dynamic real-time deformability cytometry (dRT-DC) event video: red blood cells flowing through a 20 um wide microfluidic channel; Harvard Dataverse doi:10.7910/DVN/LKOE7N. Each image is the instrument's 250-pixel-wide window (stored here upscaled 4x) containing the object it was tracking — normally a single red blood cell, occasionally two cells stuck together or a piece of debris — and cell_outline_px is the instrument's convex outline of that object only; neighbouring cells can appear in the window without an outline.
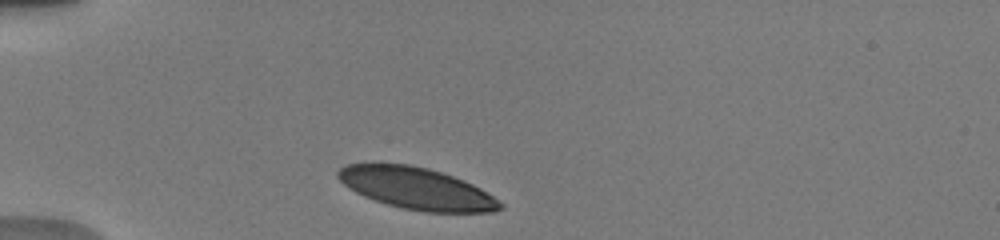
{"species": "human", "species_latin": "Homo sapiens", "temperature_condition": "warm", "stored_images_in_passage": 4, "camera_frame_rate_fps": 3000, "um_per_image_px": 0.085, "donor": {"sex": "male"}, "frame": {"image": 1, "passage_image": 1, "time_ms": 0.0, "image_size_px": [1000, 240], "cell_outline_px": [[504, 208], [492, 212], [424, 212], [404, 208], [388, 204], [364, 196], [348, 188], [336, 176], [336, 172], [344, 164], [408, 164], [428, 168], [464, 180], [480, 188], [504, 204]], "centroid_in_image_um": [35.41, 16.02], "position_along_channel_um": 49.6, "area_um2": 39.13}}
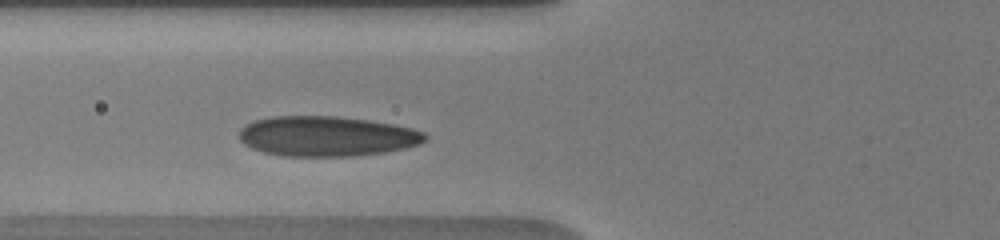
{"frame": {"image": 2, "passage_image": 4, "time_ms": 2.0, "image_size_px": [1000, 240], "cell_outline_px": [[428, 136], [420, 144], [404, 148], [384, 152], [352, 156], [280, 156], [264, 152], [252, 148], [244, 144], [240, 140], [240, 128], [244, 124], [252, 120], [272, 116], [336, 116], [368, 120], [392, 124], [412, 128], [424, 132]], "centroid_in_image_um": [27.74, 11.57], "position_along_channel_um": 98.1, "area_um2": 43.58}}